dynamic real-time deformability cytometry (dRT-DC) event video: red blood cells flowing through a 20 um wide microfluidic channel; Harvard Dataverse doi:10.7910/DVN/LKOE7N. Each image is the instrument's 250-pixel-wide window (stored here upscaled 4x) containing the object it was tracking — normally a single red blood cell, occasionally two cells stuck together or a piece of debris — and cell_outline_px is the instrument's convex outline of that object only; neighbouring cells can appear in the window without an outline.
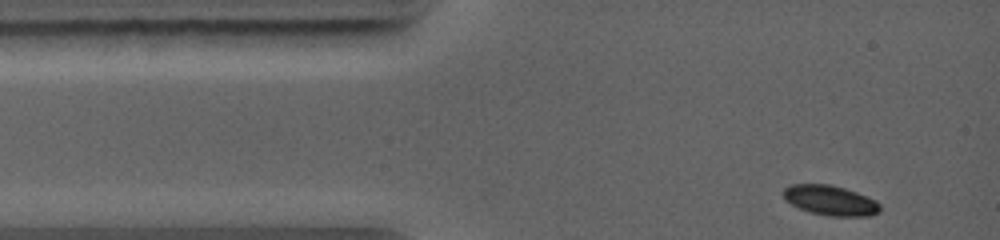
{"species": "common noctule bat (a hibernating species)", "species_latin": "Nyctalus noctula", "temperature_condition": "warm", "stored_images_in_passage": 18, "camera_frame_rate_fps": 5000, "um_per_image_px": 0.085, "animal": {"sex": "female", "body_mass_g": 19.0, "forearm_length_mm": 56.7}, "frame": {"image": 1, "passage_image": 1, "time_ms": 0.0, "image_size_px": [1000, 240], "cell_outline_px": [[880, 212], [872, 216], [828, 216], [808, 212], [784, 200], [780, 192], [784, 188], [792, 184], [832, 184], [856, 192], [876, 200], [880, 204]], "centroid_in_image_um": [70.56, 17.03], "position_along_channel_um": 14.4, "area_um2": 17.17}}
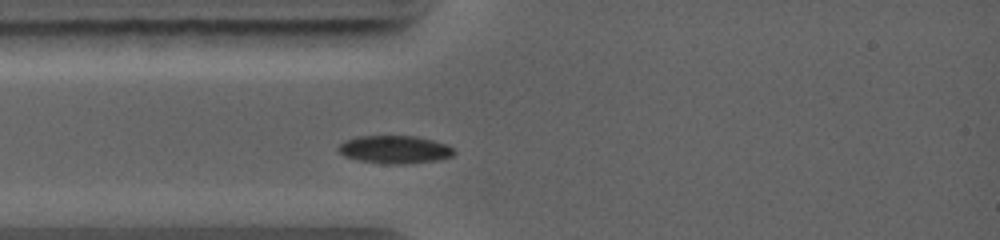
{"frame": {"image": 2, "passage_image": 16, "time_ms": 1.8, "image_size_px": [1000, 240], "cell_outline_px": [[456, 152], [452, 156], [440, 160], [404, 164], [384, 164], [360, 160], [344, 156], [336, 148], [344, 140], [356, 136], [416, 136], [448, 144]], "centroid_in_image_um": [33.56, 12.71], "position_along_channel_um": 51.4, "area_um2": 18.96}}